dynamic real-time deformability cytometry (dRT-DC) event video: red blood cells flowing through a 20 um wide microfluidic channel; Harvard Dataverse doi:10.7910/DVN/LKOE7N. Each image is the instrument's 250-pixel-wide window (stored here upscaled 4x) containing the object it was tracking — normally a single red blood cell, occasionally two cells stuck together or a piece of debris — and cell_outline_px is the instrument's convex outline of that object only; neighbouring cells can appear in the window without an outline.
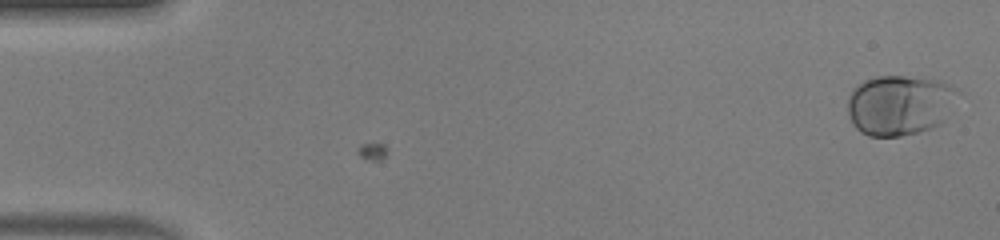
{"species": "human", "species_latin": "Homo sapiens", "temperature_condition": "warm", "stored_images_in_passage": 4, "camera_frame_rate_fps": 3000, "um_per_image_px": 0.085, "donor": {"sex": "male"}, "frame": {"image": 1, "passage_image": 1, "time_ms": 0.0, "image_size_px": [1000, 240], "cell_outline_px": [[964, 96], [940, 124], [932, 128], [900, 136], [868, 136], [860, 132], [852, 124], [848, 116], [848, 96], [852, 88], [864, 80], [876, 76], [924, 76], [940, 80], [952, 84]], "centroid_in_image_um": [76.54, 8.89], "position_along_channel_um": 8.5, "area_um2": 39.94}}